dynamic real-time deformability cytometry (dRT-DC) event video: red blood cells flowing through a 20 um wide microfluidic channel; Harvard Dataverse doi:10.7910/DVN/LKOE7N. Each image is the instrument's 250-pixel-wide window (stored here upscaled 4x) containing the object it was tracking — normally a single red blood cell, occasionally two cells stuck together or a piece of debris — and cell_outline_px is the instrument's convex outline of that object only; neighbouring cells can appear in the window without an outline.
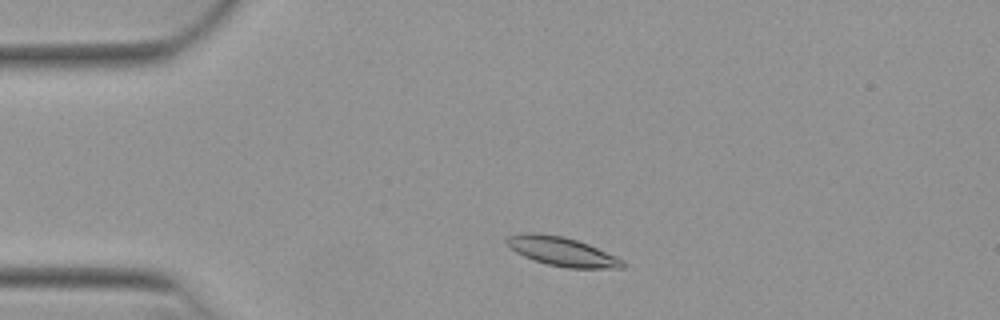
{"species": "Egyptian fruit bat (a non-hibernating species)", "species_latin": "Rousettus aegyptiacus", "temperature_condition": "warm", "stored_images_in_passage": 46, "camera_frame_rate_fps": 3000, "um_per_image_px": 0.085, "animal": {"sex": "female"}, "frame": {"image": 1, "passage_image": 5, "time_ms": 1.333, "image_size_px": [1000, 320], "cell_outline_px": [[624, 268], [568, 268], [548, 264], [524, 256], [516, 252], [504, 240], [508, 236], [524, 232], [536, 232], [564, 236], [588, 244], [616, 256], [624, 260]], "centroid_in_image_um": [47.77, 21.36], "position_along_channel_um": 37.2, "area_um2": 19.48}}
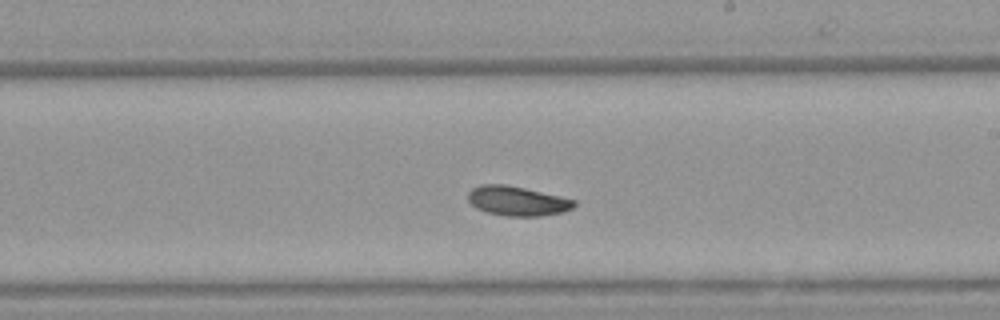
{"frame": {"image": 2, "passage_image": 24, "time_ms": 7.667, "image_size_px": [1000, 320], "cell_outline_px": [[576, 204], [572, 208], [564, 212], [540, 216], [504, 216], [488, 212], [476, 208], [468, 200], [468, 192], [472, 188], [480, 184], [504, 184], [524, 188], [560, 196], [576, 200]], "centroid_in_image_um": [43.96, 17.08], "position_along_channel_um": 245.0, "area_um2": 18.26}}
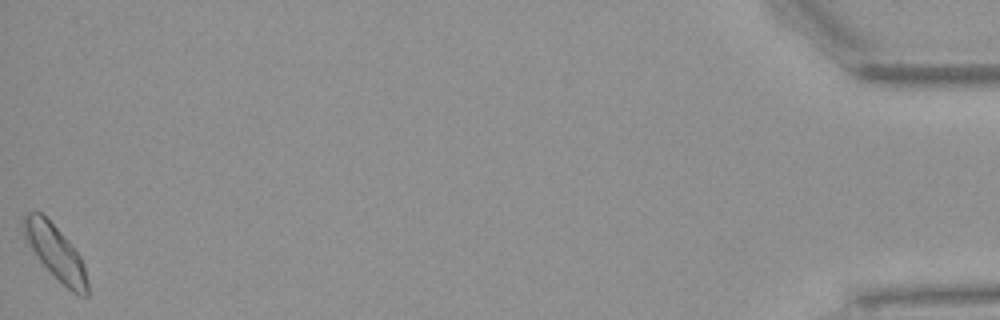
{"frame": {"image": 3, "passage_image": 46, "time_ms": 15.0, "image_size_px": [1000, 320], "cell_outline_px": [[88, 296], [80, 296], [72, 292], [40, 260], [24, 236], [20, 224], [24, 216], [28, 212], [40, 212], [68, 240], [80, 256], [84, 264], [88, 280]], "centroid_in_image_um": [4.73, 21.44], "position_along_channel_um": 430.5, "area_um2": 19.71}, "authors_computed_cell_mechanics": {"area_um2": 18.4093, "velocity_mm_per_s": 3.8757, "shape_relaxation_time_tau1_ms": 2.0808, "shape_relaxation_time_tau2_ms": null, "deformation_change_tau1": 0.0934, "deformation_change_tau2": null}}